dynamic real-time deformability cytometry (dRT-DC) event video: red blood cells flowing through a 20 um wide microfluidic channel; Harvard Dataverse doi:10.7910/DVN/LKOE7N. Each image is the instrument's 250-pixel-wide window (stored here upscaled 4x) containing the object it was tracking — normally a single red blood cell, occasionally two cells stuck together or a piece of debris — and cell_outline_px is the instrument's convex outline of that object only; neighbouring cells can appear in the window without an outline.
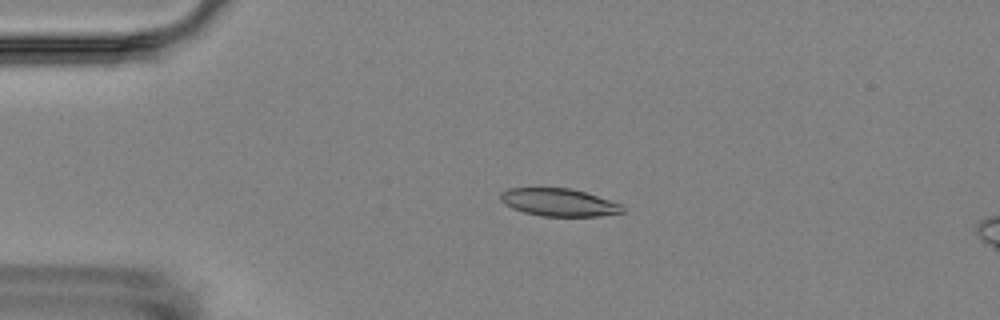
{"species": "Egyptian fruit bat (a non-hibernating species)", "species_latin": "Rousettus aegyptiacus", "temperature_condition": "room temperature", "stored_images_in_passage": 4, "camera_frame_rate_fps": 3000, "um_per_image_px": 0.085, "animal": {"sex": "female"}, "frame": {"image": 1, "passage_image": 3, "time_ms": 2.333, "image_size_px": [1000, 320], "cell_outline_px": [[624, 212], [600, 216], [540, 216], [524, 212], [512, 208], [504, 204], [500, 200], [500, 192], [508, 188], [572, 188], [620, 204], [624, 208]], "centroid_in_image_um": [47.45, 17.2], "position_along_channel_um": 37.5, "area_um2": 19.59}}